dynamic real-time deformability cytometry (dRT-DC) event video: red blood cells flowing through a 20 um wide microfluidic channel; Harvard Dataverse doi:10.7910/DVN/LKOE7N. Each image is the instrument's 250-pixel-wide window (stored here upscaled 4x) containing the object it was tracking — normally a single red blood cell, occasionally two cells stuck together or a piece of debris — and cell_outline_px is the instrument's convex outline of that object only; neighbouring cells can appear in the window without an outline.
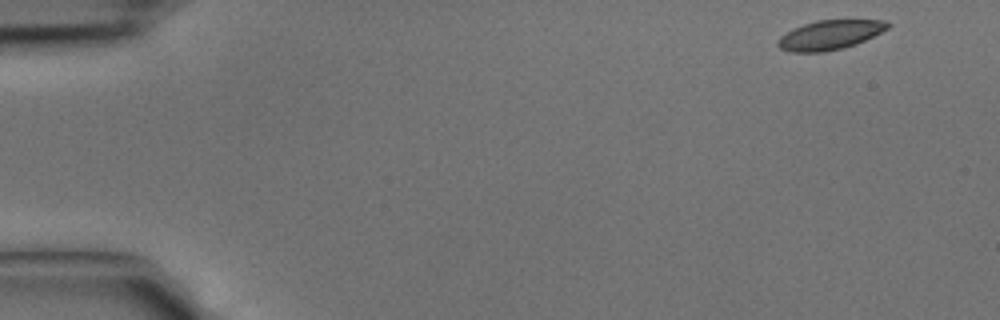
{"species": "common noctule bat (a hibernating species)", "species_latin": "Nyctalus noctula", "temperature_condition": "cold", "stored_images_in_passage": 40, "camera_frame_rate_fps": 3000, "um_per_image_px": 0.085, "animal": {"sex": "male", "body_mass_g": 15.6}, "frame": {"image": 1, "passage_image": 1, "time_ms": 0.0, "image_size_px": [1000, 320], "cell_outline_px": [[892, 24], [888, 28], [856, 44], [844, 48], [824, 52], [788, 52], [780, 48], [776, 44], [776, 40], [780, 36], [792, 28], [816, 20], [888, 20]], "centroid_in_image_um": [70.5, 2.97], "position_along_channel_um": 14.5, "area_um2": 18.96}}
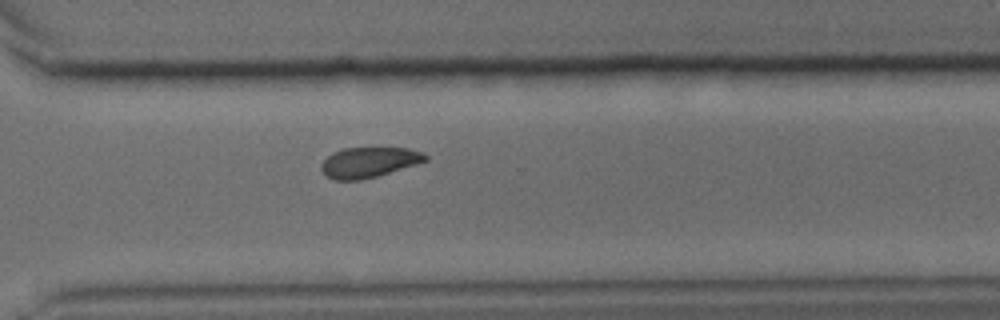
{"frame": {"image": 2, "passage_image": 29, "time_ms": 9.333, "image_size_px": [1000, 320], "cell_outline_px": [[428, 160], [416, 164], [376, 176], [360, 180], [332, 180], [320, 168], [320, 164], [332, 152], [344, 148], [408, 148], [420, 152], [428, 156]], "centroid_in_image_um": [31.33, 13.79], "position_along_channel_um": 339.3, "area_um2": 18.21}}
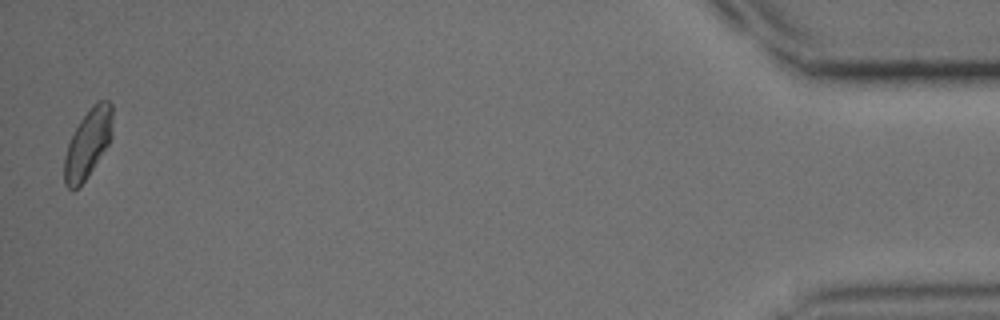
{"frame": {"image": 3, "passage_image": 40, "time_ms": 13.0, "image_size_px": [1000, 320], "cell_outline_px": [[112, 136], [108, 144], [84, 180], [72, 192], [64, 184], [64, 156], [68, 144], [80, 120], [100, 100], [108, 100], [112, 104]], "centroid_in_image_um": [7.46, 12.21], "position_along_channel_um": 427.7, "area_um2": 18.73}}